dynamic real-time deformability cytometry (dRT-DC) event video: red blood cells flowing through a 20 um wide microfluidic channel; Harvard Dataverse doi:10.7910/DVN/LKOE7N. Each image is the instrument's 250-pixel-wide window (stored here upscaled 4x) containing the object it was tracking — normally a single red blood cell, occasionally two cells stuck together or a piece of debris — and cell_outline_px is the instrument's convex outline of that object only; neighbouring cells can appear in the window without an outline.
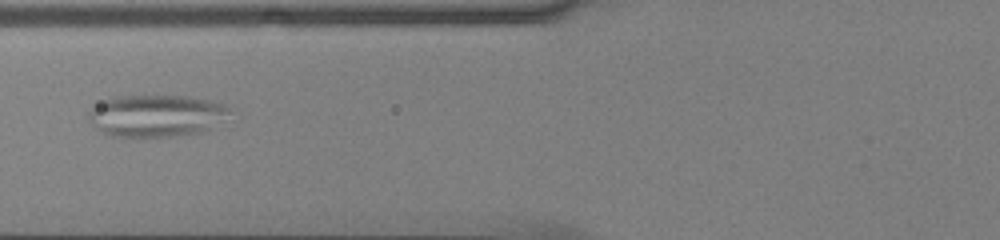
{"species": "common noctule bat (a hibernating species)", "species_latin": "Nyctalus noctula", "temperature_condition": "cold", "stored_images_in_passage": 53, "camera_frame_rate_fps": 3000, "um_per_image_px": 0.085, "animal": {"sex": "male", "body_mass_g": 13.0, "forearm_length_mm": 53.1}, "frame": {"image": 1, "passage_image": 23, "time_ms": 7.333, "image_size_px": [1000, 240], "cell_outline_px": [[232, 108], [228, 112], [204, 132], [176, 136], [136, 140], [108, 136], [96, 132], [88, 120], [88, 112], [92, 108], [104, 100], [112, 96], [188, 96], [228, 104]], "centroid_in_image_um": [13.16, 9.89], "position_along_channel_um": 112.6, "area_um2": 35.6}}
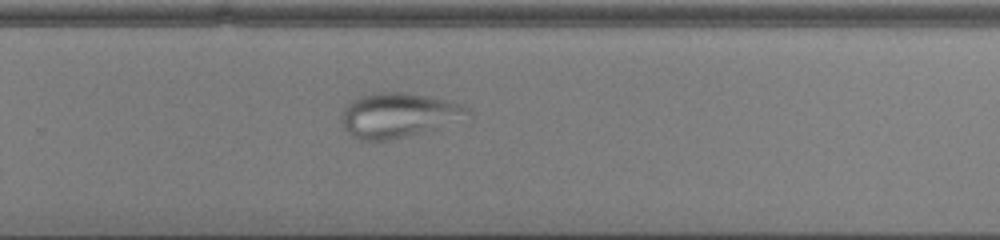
{"frame": {"image": 2, "passage_image": 37, "time_ms": 12.0, "image_size_px": [1000, 240], "cell_outline_px": [[472, 112], [416, 132], [404, 136], [388, 140], [360, 140], [352, 136], [344, 128], [340, 120], [344, 108], [352, 100], [360, 96], [380, 92], [404, 92], [452, 100], [464, 104]], "centroid_in_image_um": [33.74, 9.74], "position_along_channel_um": 296.1, "area_um2": 31.56}}